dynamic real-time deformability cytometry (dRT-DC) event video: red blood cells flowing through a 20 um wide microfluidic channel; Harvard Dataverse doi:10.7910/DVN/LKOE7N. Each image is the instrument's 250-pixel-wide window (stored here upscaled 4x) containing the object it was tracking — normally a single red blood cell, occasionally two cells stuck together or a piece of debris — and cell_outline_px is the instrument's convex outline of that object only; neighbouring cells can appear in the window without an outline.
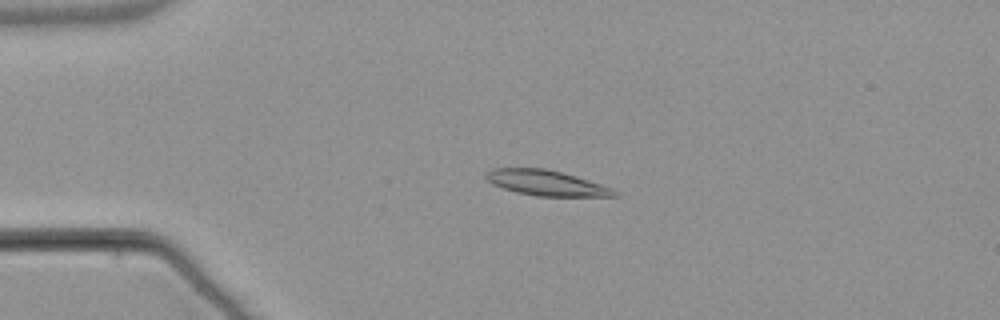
{"species": "common noctule bat (a hibernating species)", "species_latin": "Nyctalus noctula", "temperature_condition": "warm", "stored_images_in_passage": 54, "camera_frame_rate_fps": 3000, "um_per_image_px": 0.085, "animal": {"sex": "male", "body_mass_g": 21.5, "forearm_length_mm": 52.0}, "frame": {"image": 1, "passage_image": 13, "time_ms": 4.0, "image_size_px": [1000, 320], "cell_outline_px": [[620, 196], [536, 196], [516, 192], [492, 184], [484, 176], [492, 168], [544, 168], [560, 172], [600, 184], [612, 188], [620, 192]], "centroid_in_image_um": [46.44, 15.56], "position_along_channel_um": 38.6, "area_um2": 18.73}}
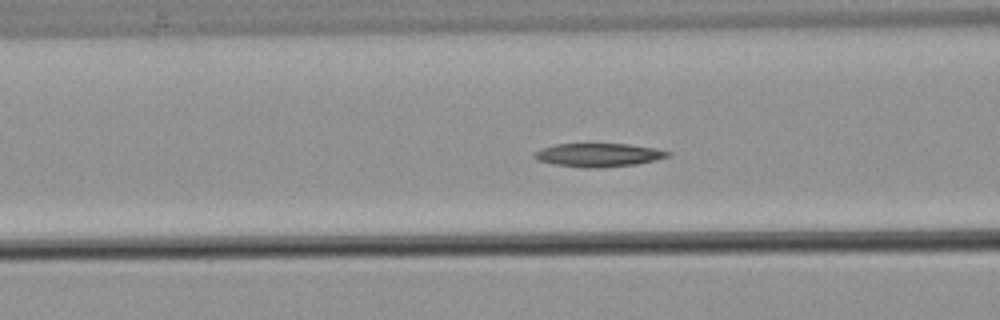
{"frame": {"image": 2, "passage_image": 22, "time_ms": 7.0, "image_size_px": [1000, 320], "cell_outline_px": [[672, 156], [656, 160], [636, 164], [600, 168], [584, 168], [552, 164], [536, 160], [532, 156], [536, 152], [544, 148], [556, 144], [628, 144], [656, 148], [672, 152]], "centroid_in_image_um": [50.92, 13.18], "position_along_channel_um": 115.7, "area_um2": 18.38}}
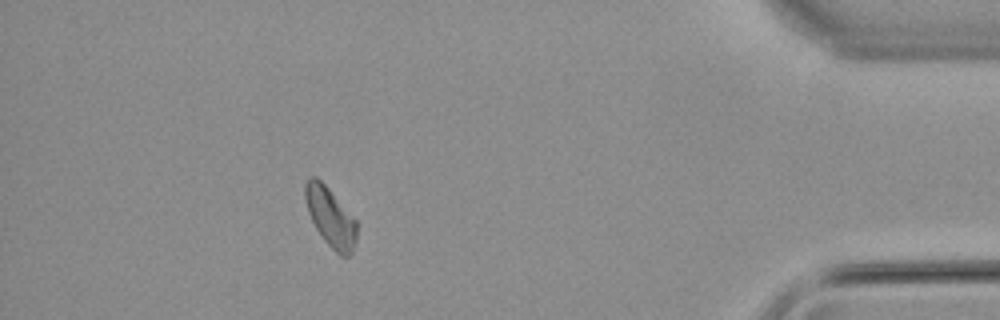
{"frame": {"image": 3, "passage_image": 49, "time_ms": 16.0, "image_size_px": [1000, 320], "cell_outline_px": [[356, 244], [352, 252], [348, 256], [340, 256], [324, 240], [316, 228], [308, 212], [304, 196], [304, 184], [312, 176], [316, 176], [328, 188], [356, 220]], "centroid_in_image_um": [28.08, 18.46], "position_along_channel_um": 407.1, "area_um2": 17.57}}